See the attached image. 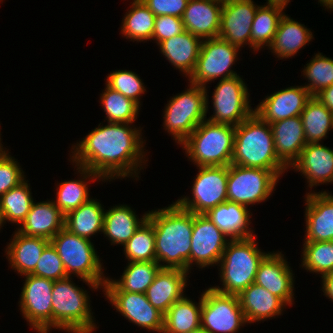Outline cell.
Masks as SVG:
<instances>
[{
  "instance_id": "ac0fdd59",
  "label": "cell",
  "mask_w": 333,
  "mask_h": 333,
  "mask_svg": "<svg viewBox=\"0 0 333 333\" xmlns=\"http://www.w3.org/2000/svg\"><path fill=\"white\" fill-rule=\"evenodd\" d=\"M284 257L280 251L269 252L258 266L254 283L264 287L291 306L295 300L293 291L295 275Z\"/></svg>"
},
{
  "instance_id": "52a82bcc",
  "label": "cell",
  "mask_w": 333,
  "mask_h": 333,
  "mask_svg": "<svg viewBox=\"0 0 333 333\" xmlns=\"http://www.w3.org/2000/svg\"><path fill=\"white\" fill-rule=\"evenodd\" d=\"M50 242L57 250L67 276L75 275L93 290L103 288L108 276L103 273L102 258H99L91 240L72 234L63 228Z\"/></svg>"
},
{
  "instance_id": "cb8c5ba5",
  "label": "cell",
  "mask_w": 333,
  "mask_h": 333,
  "mask_svg": "<svg viewBox=\"0 0 333 333\" xmlns=\"http://www.w3.org/2000/svg\"><path fill=\"white\" fill-rule=\"evenodd\" d=\"M65 215L51 200L33 202L25 220L16 230L26 236L51 240L64 228Z\"/></svg>"
},
{
  "instance_id": "f6af8a7d",
  "label": "cell",
  "mask_w": 333,
  "mask_h": 333,
  "mask_svg": "<svg viewBox=\"0 0 333 333\" xmlns=\"http://www.w3.org/2000/svg\"><path fill=\"white\" fill-rule=\"evenodd\" d=\"M31 275L44 277L53 281L68 277L63 262L51 242L44 248Z\"/></svg>"
},
{
  "instance_id": "8992f818",
  "label": "cell",
  "mask_w": 333,
  "mask_h": 333,
  "mask_svg": "<svg viewBox=\"0 0 333 333\" xmlns=\"http://www.w3.org/2000/svg\"><path fill=\"white\" fill-rule=\"evenodd\" d=\"M235 126L203 120L181 144L186 157L198 166H229Z\"/></svg>"
},
{
  "instance_id": "816d5d0a",
  "label": "cell",
  "mask_w": 333,
  "mask_h": 333,
  "mask_svg": "<svg viewBox=\"0 0 333 333\" xmlns=\"http://www.w3.org/2000/svg\"><path fill=\"white\" fill-rule=\"evenodd\" d=\"M290 0H267L266 5L273 6L284 10Z\"/></svg>"
},
{
  "instance_id": "9c48e42d",
  "label": "cell",
  "mask_w": 333,
  "mask_h": 333,
  "mask_svg": "<svg viewBox=\"0 0 333 333\" xmlns=\"http://www.w3.org/2000/svg\"><path fill=\"white\" fill-rule=\"evenodd\" d=\"M279 177L271 170L229 165L228 201L248 207L265 202L275 191Z\"/></svg>"
},
{
  "instance_id": "8d00e7d4",
  "label": "cell",
  "mask_w": 333,
  "mask_h": 333,
  "mask_svg": "<svg viewBox=\"0 0 333 333\" xmlns=\"http://www.w3.org/2000/svg\"><path fill=\"white\" fill-rule=\"evenodd\" d=\"M300 117L307 143H321L333 130V113L314 96L306 103Z\"/></svg>"
},
{
  "instance_id": "277c9868",
  "label": "cell",
  "mask_w": 333,
  "mask_h": 333,
  "mask_svg": "<svg viewBox=\"0 0 333 333\" xmlns=\"http://www.w3.org/2000/svg\"><path fill=\"white\" fill-rule=\"evenodd\" d=\"M257 243L255 236L228 241L218 264L222 287L212 286L214 290L239 295L254 283L258 266L269 253L261 250Z\"/></svg>"
},
{
  "instance_id": "db71d44e",
  "label": "cell",
  "mask_w": 333,
  "mask_h": 333,
  "mask_svg": "<svg viewBox=\"0 0 333 333\" xmlns=\"http://www.w3.org/2000/svg\"><path fill=\"white\" fill-rule=\"evenodd\" d=\"M1 125V124H0ZM1 129V128H0ZM1 133V132H0ZM1 135V134H0ZM11 153L9 152V149L7 150L6 148L4 149L2 142H1V136H0V155H5Z\"/></svg>"
},
{
  "instance_id": "603a6c76",
  "label": "cell",
  "mask_w": 333,
  "mask_h": 333,
  "mask_svg": "<svg viewBox=\"0 0 333 333\" xmlns=\"http://www.w3.org/2000/svg\"><path fill=\"white\" fill-rule=\"evenodd\" d=\"M188 274L181 269L161 268L145 292L149 303L164 315L185 296Z\"/></svg>"
},
{
  "instance_id": "9f6ffc18",
  "label": "cell",
  "mask_w": 333,
  "mask_h": 333,
  "mask_svg": "<svg viewBox=\"0 0 333 333\" xmlns=\"http://www.w3.org/2000/svg\"><path fill=\"white\" fill-rule=\"evenodd\" d=\"M192 333H207V332H205L204 330L200 329V330H198L196 332H192Z\"/></svg>"
},
{
  "instance_id": "2e32d148",
  "label": "cell",
  "mask_w": 333,
  "mask_h": 333,
  "mask_svg": "<svg viewBox=\"0 0 333 333\" xmlns=\"http://www.w3.org/2000/svg\"><path fill=\"white\" fill-rule=\"evenodd\" d=\"M259 6L253 0H224L218 37L238 48H251V28Z\"/></svg>"
},
{
  "instance_id": "30bf717a",
  "label": "cell",
  "mask_w": 333,
  "mask_h": 333,
  "mask_svg": "<svg viewBox=\"0 0 333 333\" xmlns=\"http://www.w3.org/2000/svg\"><path fill=\"white\" fill-rule=\"evenodd\" d=\"M239 50L240 48L219 37L203 39L196 67L187 78L188 82L206 87L211 81L239 75L231 69L239 60Z\"/></svg>"
},
{
  "instance_id": "8fae6325",
  "label": "cell",
  "mask_w": 333,
  "mask_h": 333,
  "mask_svg": "<svg viewBox=\"0 0 333 333\" xmlns=\"http://www.w3.org/2000/svg\"><path fill=\"white\" fill-rule=\"evenodd\" d=\"M192 185V198L181 196L175 203L195 214H206L227 198L229 166H198Z\"/></svg>"
},
{
  "instance_id": "4316f807",
  "label": "cell",
  "mask_w": 333,
  "mask_h": 333,
  "mask_svg": "<svg viewBox=\"0 0 333 333\" xmlns=\"http://www.w3.org/2000/svg\"><path fill=\"white\" fill-rule=\"evenodd\" d=\"M12 235L14 236L5 248L6 259L8 258L11 269L17 274H31L50 241L42 237L26 236L17 230Z\"/></svg>"
},
{
  "instance_id": "ab89813d",
  "label": "cell",
  "mask_w": 333,
  "mask_h": 333,
  "mask_svg": "<svg viewBox=\"0 0 333 333\" xmlns=\"http://www.w3.org/2000/svg\"><path fill=\"white\" fill-rule=\"evenodd\" d=\"M105 85L104 91L100 94V103L106 114L105 120L133 124L138 117L140 106L132 99L110 88L106 83Z\"/></svg>"
},
{
  "instance_id": "11a10c76",
  "label": "cell",
  "mask_w": 333,
  "mask_h": 333,
  "mask_svg": "<svg viewBox=\"0 0 333 333\" xmlns=\"http://www.w3.org/2000/svg\"><path fill=\"white\" fill-rule=\"evenodd\" d=\"M4 226V223H3V219H2V216H1V212H0V230L1 228Z\"/></svg>"
},
{
  "instance_id": "9a60e30c",
  "label": "cell",
  "mask_w": 333,
  "mask_h": 333,
  "mask_svg": "<svg viewBox=\"0 0 333 333\" xmlns=\"http://www.w3.org/2000/svg\"><path fill=\"white\" fill-rule=\"evenodd\" d=\"M226 236L205 214L193 213L191 235L190 270L218 266L230 238Z\"/></svg>"
},
{
  "instance_id": "44dd1931",
  "label": "cell",
  "mask_w": 333,
  "mask_h": 333,
  "mask_svg": "<svg viewBox=\"0 0 333 333\" xmlns=\"http://www.w3.org/2000/svg\"><path fill=\"white\" fill-rule=\"evenodd\" d=\"M289 169L302 173L312 187L333 183V149L321 143H307Z\"/></svg>"
},
{
  "instance_id": "3957f363",
  "label": "cell",
  "mask_w": 333,
  "mask_h": 333,
  "mask_svg": "<svg viewBox=\"0 0 333 333\" xmlns=\"http://www.w3.org/2000/svg\"><path fill=\"white\" fill-rule=\"evenodd\" d=\"M231 164L271 170L279 178L289 169L276 154L270 124L255 112L236 126Z\"/></svg>"
},
{
  "instance_id": "f5cc1de1",
  "label": "cell",
  "mask_w": 333,
  "mask_h": 333,
  "mask_svg": "<svg viewBox=\"0 0 333 333\" xmlns=\"http://www.w3.org/2000/svg\"><path fill=\"white\" fill-rule=\"evenodd\" d=\"M325 9H329L330 11L333 9V0H318Z\"/></svg>"
},
{
  "instance_id": "d6986e66",
  "label": "cell",
  "mask_w": 333,
  "mask_h": 333,
  "mask_svg": "<svg viewBox=\"0 0 333 333\" xmlns=\"http://www.w3.org/2000/svg\"><path fill=\"white\" fill-rule=\"evenodd\" d=\"M311 98L312 95L304 86H290L267 95L254 108V112L271 124L300 116Z\"/></svg>"
},
{
  "instance_id": "f546056e",
  "label": "cell",
  "mask_w": 333,
  "mask_h": 333,
  "mask_svg": "<svg viewBox=\"0 0 333 333\" xmlns=\"http://www.w3.org/2000/svg\"><path fill=\"white\" fill-rule=\"evenodd\" d=\"M310 29L304 24L295 21L285 13L280 19L272 44L268 47L270 52L281 59L294 57L314 38Z\"/></svg>"
},
{
  "instance_id": "7dc6e473",
  "label": "cell",
  "mask_w": 333,
  "mask_h": 333,
  "mask_svg": "<svg viewBox=\"0 0 333 333\" xmlns=\"http://www.w3.org/2000/svg\"><path fill=\"white\" fill-rule=\"evenodd\" d=\"M185 31L182 18L162 15L155 18L152 40L159 45L162 41L181 34Z\"/></svg>"
},
{
  "instance_id": "1f68e13d",
  "label": "cell",
  "mask_w": 333,
  "mask_h": 333,
  "mask_svg": "<svg viewBox=\"0 0 333 333\" xmlns=\"http://www.w3.org/2000/svg\"><path fill=\"white\" fill-rule=\"evenodd\" d=\"M76 167L77 173L82 178L79 180H69L64 181L61 183H57L56 185V199L52 200L55 206L64 214L66 215L68 212L77 209L82 204L88 202L91 197L89 193V186L87 185L90 180L94 181H102L105 182L98 174L94 173L93 171L83 168L80 166ZM89 180V181H88ZM88 181V182H87Z\"/></svg>"
},
{
  "instance_id": "5b68a950",
  "label": "cell",
  "mask_w": 333,
  "mask_h": 333,
  "mask_svg": "<svg viewBox=\"0 0 333 333\" xmlns=\"http://www.w3.org/2000/svg\"><path fill=\"white\" fill-rule=\"evenodd\" d=\"M52 328L68 333H93L98 328L90 307V296L71 277L54 281Z\"/></svg>"
},
{
  "instance_id": "74e56055",
  "label": "cell",
  "mask_w": 333,
  "mask_h": 333,
  "mask_svg": "<svg viewBox=\"0 0 333 333\" xmlns=\"http://www.w3.org/2000/svg\"><path fill=\"white\" fill-rule=\"evenodd\" d=\"M283 11L265 4L257 8L251 28V49L254 52L272 44Z\"/></svg>"
},
{
  "instance_id": "d590c367",
  "label": "cell",
  "mask_w": 333,
  "mask_h": 333,
  "mask_svg": "<svg viewBox=\"0 0 333 333\" xmlns=\"http://www.w3.org/2000/svg\"><path fill=\"white\" fill-rule=\"evenodd\" d=\"M130 3V10H127L121 23V34L133 42L151 41L156 16L141 0Z\"/></svg>"
},
{
  "instance_id": "484cf974",
  "label": "cell",
  "mask_w": 333,
  "mask_h": 333,
  "mask_svg": "<svg viewBox=\"0 0 333 333\" xmlns=\"http://www.w3.org/2000/svg\"><path fill=\"white\" fill-rule=\"evenodd\" d=\"M275 151L278 158L288 167L299 158L307 145L300 116L287 118L270 124Z\"/></svg>"
},
{
  "instance_id": "7bdbcfd3",
  "label": "cell",
  "mask_w": 333,
  "mask_h": 333,
  "mask_svg": "<svg viewBox=\"0 0 333 333\" xmlns=\"http://www.w3.org/2000/svg\"><path fill=\"white\" fill-rule=\"evenodd\" d=\"M303 76L309 83L303 85L312 96L333 84V59L318 52L304 65Z\"/></svg>"
},
{
  "instance_id": "e575fe53",
  "label": "cell",
  "mask_w": 333,
  "mask_h": 333,
  "mask_svg": "<svg viewBox=\"0 0 333 333\" xmlns=\"http://www.w3.org/2000/svg\"><path fill=\"white\" fill-rule=\"evenodd\" d=\"M199 303L185 296L164 314L162 333H192L201 329L202 293Z\"/></svg>"
},
{
  "instance_id": "836d02e7",
  "label": "cell",
  "mask_w": 333,
  "mask_h": 333,
  "mask_svg": "<svg viewBox=\"0 0 333 333\" xmlns=\"http://www.w3.org/2000/svg\"><path fill=\"white\" fill-rule=\"evenodd\" d=\"M105 209L96 199H90L65 215L64 228L70 233L91 240L103 232Z\"/></svg>"
},
{
  "instance_id": "681fc988",
  "label": "cell",
  "mask_w": 333,
  "mask_h": 333,
  "mask_svg": "<svg viewBox=\"0 0 333 333\" xmlns=\"http://www.w3.org/2000/svg\"><path fill=\"white\" fill-rule=\"evenodd\" d=\"M314 97L333 113V84L322 89Z\"/></svg>"
},
{
  "instance_id": "bcb514c9",
  "label": "cell",
  "mask_w": 333,
  "mask_h": 333,
  "mask_svg": "<svg viewBox=\"0 0 333 333\" xmlns=\"http://www.w3.org/2000/svg\"><path fill=\"white\" fill-rule=\"evenodd\" d=\"M17 159L0 155V196L22 183L26 176Z\"/></svg>"
},
{
  "instance_id": "ffe728a7",
  "label": "cell",
  "mask_w": 333,
  "mask_h": 333,
  "mask_svg": "<svg viewBox=\"0 0 333 333\" xmlns=\"http://www.w3.org/2000/svg\"><path fill=\"white\" fill-rule=\"evenodd\" d=\"M304 242L333 241V195L327 191L306 193Z\"/></svg>"
},
{
  "instance_id": "7a4b0ae2",
  "label": "cell",
  "mask_w": 333,
  "mask_h": 333,
  "mask_svg": "<svg viewBox=\"0 0 333 333\" xmlns=\"http://www.w3.org/2000/svg\"><path fill=\"white\" fill-rule=\"evenodd\" d=\"M147 219L155 233L156 262L161 268L190 272L193 213L175 202L157 210H149Z\"/></svg>"
},
{
  "instance_id": "f907efd6",
  "label": "cell",
  "mask_w": 333,
  "mask_h": 333,
  "mask_svg": "<svg viewBox=\"0 0 333 333\" xmlns=\"http://www.w3.org/2000/svg\"><path fill=\"white\" fill-rule=\"evenodd\" d=\"M322 279V291L328 299L333 301V272L320 276Z\"/></svg>"
},
{
  "instance_id": "ba28073f",
  "label": "cell",
  "mask_w": 333,
  "mask_h": 333,
  "mask_svg": "<svg viewBox=\"0 0 333 333\" xmlns=\"http://www.w3.org/2000/svg\"><path fill=\"white\" fill-rule=\"evenodd\" d=\"M185 91L170 98L163 111V128L181 145L207 117L208 87L189 82Z\"/></svg>"
},
{
  "instance_id": "f1b7e54d",
  "label": "cell",
  "mask_w": 333,
  "mask_h": 333,
  "mask_svg": "<svg viewBox=\"0 0 333 333\" xmlns=\"http://www.w3.org/2000/svg\"><path fill=\"white\" fill-rule=\"evenodd\" d=\"M250 209L235 202L226 201L210 209L205 215L230 239L256 236L251 224Z\"/></svg>"
},
{
  "instance_id": "d6a6232c",
  "label": "cell",
  "mask_w": 333,
  "mask_h": 333,
  "mask_svg": "<svg viewBox=\"0 0 333 333\" xmlns=\"http://www.w3.org/2000/svg\"><path fill=\"white\" fill-rule=\"evenodd\" d=\"M161 269L157 262H128L120 279L109 278L103 291H127L145 294Z\"/></svg>"
},
{
  "instance_id": "e0dca14e",
  "label": "cell",
  "mask_w": 333,
  "mask_h": 333,
  "mask_svg": "<svg viewBox=\"0 0 333 333\" xmlns=\"http://www.w3.org/2000/svg\"><path fill=\"white\" fill-rule=\"evenodd\" d=\"M110 304L125 319L150 332L162 333L164 315L153 307L143 293L102 291Z\"/></svg>"
},
{
  "instance_id": "ee69618b",
  "label": "cell",
  "mask_w": 333,
  "mask_h": 333,
  "mask_svg": "<svg viewBox=\"0 0 333 333\" xmlns=\"http://www.w3.org/2000/svg\"><path fill=\"white\" fill-rule=\"evenodd\" d=\"M106 77L105 82L110 88L132 99L141 107L140 97L145 94L146 88L140 76L133 71L119 69Z\"/></svg>"
},
{
  "instance_id": "6da1fadb",
  "label": "cell",
  "mask_w": 333,
  "mask_h": 333,
  "mask_svg": "<svg viewBox=\"0 0 333 333\" xmlns=\"http://www.w3.org/2000/svg\"><path fill=\"white\" fill-rule=\"evenodd\" d=\"M134 126L114 122L104 126L98 124L81 141L72 145L69 161L72 165L93 171L104 181L131 176L138 179L148 159H144L146 142L142 138V128Z\"/></svg>"
},
{
  "instance_id": "7c38bea8",
  "label": "cell",
  "mask_w": 333,
  "mask_h": 333,
  "mask_svg": "<svg viewBox=\"0 0 333 333\" xmlns=\"http://www.w3.org/2000/svg\"><path fill=\"white\" fill-rule=\"evenodd\" d=\"M246 324L238 295L223 294L212 287L202 293V330L207 333H236Z\"/></svg>"
},
{
  "instance_id": "83f0119b",
  "label": "cell",
  "mask_w": 333,
  "mask_h": 333,
  "mask_svg": "<svg viewBox=\"0 0 333 333\" xmlns=\"http://www.w3.org/2000/svg\"><path fill=\"white\" fill-rule=\"evenodd\" d=\"M202 39L186 30L162 41L159 51L176 69L189 78L199 57Z\"/></svg>"
},
{
  "instance_id": "b9f144b4",
  "label": "cell",
  "mask_w": 333,
  "mask_h": 333,
  "mask_svg": "<svg viewBox=\"0 0 333 333\" xmlns=\"http://www.w3.org/2000/svg\"><path fill=\"white\" fill-rule=\"evenodd\" d=\"M303 243L302 268L322 276L333 272V241Z\"/></svg>"
},
{
  "instance_id": "60d3db41",
  "label": "cell",
  "mask_w": 333,
  "mask_h": 333,
  "mask_svg": "<svg viewBox=\"0 0 333 333\" xmlns=\"http://www.w3.org/2000/svg\"><path fill=\"white\" fill-rule=\"evenodd\" d=\"M123 249L128 262H156L153 224L146 219Z\"/></svg>"
},
{
  "instance_id": "d4e9b609",
  "label": "cell",
  "mask_w": 333,
  "mask_h": 333,
  "mask_svg": "<svg viewBox=\"0 0 333 333\" xmlns=\"http://www.w3.org/2000/svg\"><path fill=\"white\" fill-rule=\"evenodd\" d=\"M238 298L249 324L283 315L282 311L288 306L282 299L256 283L249 285Z\"/></svg>"
},
{
  "instance_id": "4fadbf2b",
  "label": "cell",
  "mask_w": 333,
  "mask_h": 333,
  "mask_svg": "<svg viewBox=\"0 0 333 333\" xmlns=\"http://www.w3.org/2000/svg\"><path fill=\"white\" fill-rule=\"evenodd\" d=\"M243 80L237 75L217 83L212 94L214 111L209 121L236 127L254 112Z\"/></svg>"
},
{
  "instance_id": "5bb4252c",
  "label": "cell",
  "mask_w": 333,
  "mask_h": 333,
  "mask_svg": "<svg viewBox=\"0 0 333 333\" xmlns=\"http://www.w3.org/2000/svg\"><path fill=\"white\" fill-rule=\"evenodd\" d=\"M19 307L22 317L37 333L52 330V289L54 281L31 274L24 275Z\"/></svg>"
},
{
  "instance_id": "4dcf8cb0",
  "label": "cell",
  "mask_w": 333,
  "mask_h": 333,
  "mask_svg": "<svg viewBox=\"0 0 333 333\" xmlns=\"http://www.w3.org/2000/svg\"><path fill=\"white\" fill-rule=\"evenodd\" d=\"M133 210L127 204L115 205L105 210L102 234L110 240L111 245L124 246L147 219L148 211L139 219Z\"/></svg>"
},
{
  "instance_id": "7402d4cb",
  "label": "cell",
  "mask_w": 333,
  "mask_h": 333,
  "mask_svg": "<svg viewBox=\"0 0 333 333\" xmlns=\"http://www.w3.org/2000/svg\"><path fill=\"white\" fill-rule=\"evenodd\" d=\"M222 7V0H189L182 16L185 30L202 40L217 38Z\"/></svg>"
},
{
  "instance_id": "f35d334b",
  "label": "cell",
  "mask_w": 333,
  "mask_h": 333,
  "mask_svg": "<svg viewBox=\"0 0 333 333\" xmlns=\"http://www.w3.org/2000/svg\"><path fill=\"white\" fill-rule=\"evenodd\" d=\"M28 182L25 179L18 186L0 196V212L4 224L6 222L16 223L19 227V224L21 225L25 220L34 202Z\"/></svg>"
},
{
  "instance_id": "c3c4849f",
  "label": "cell",
  "mask_w": 333,
  "mask_h": 333,
  "mask_svg": "<svg viewBox=\"0 0 333 333\" xmlns=\"http://www.w3.org/2000/svg\"><path fill=\"white\" fill-rule=\"evenodd\" d=\"M157 16L182 18L189 0H141Z\"/></svg>"
}]
</instances>
